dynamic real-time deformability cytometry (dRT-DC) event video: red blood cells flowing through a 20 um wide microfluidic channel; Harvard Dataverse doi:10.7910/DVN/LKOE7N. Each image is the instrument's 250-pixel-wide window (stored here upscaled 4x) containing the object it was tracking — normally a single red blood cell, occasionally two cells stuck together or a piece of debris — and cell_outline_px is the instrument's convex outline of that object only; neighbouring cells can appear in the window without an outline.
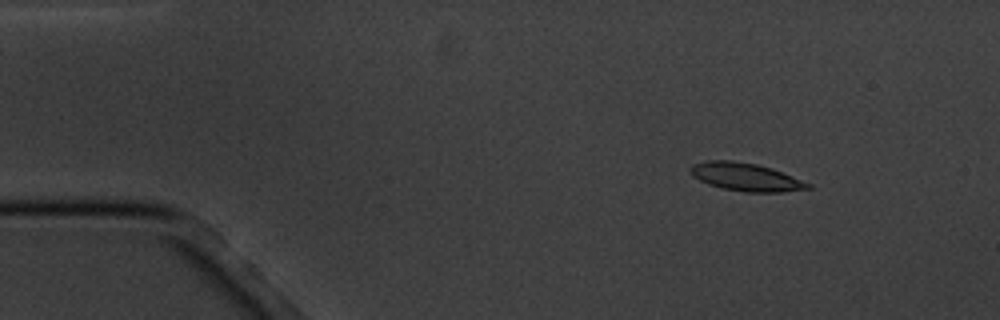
{"species": "common noctule bat (a hibernating species)", "species_latin": "Nyctalus noctula", "temperature_condition": "cold", "stored_images_in_passage": 6, "camera_frame_rate_fps": 3000, "um_per_image_px": 0.085, "animal": {"sex": "male", "body_mass_g": 20.1, "forearm_length_mm": 53.5}, "frame": {"image": 1, "passage_image": 2, "time_ms": 1.333, "image_size_px": [1000, 320], "cell_outline_px": [[812, 188], [784, 192], [744, 192], [724, 188], [708, 184], [692, 176], [688, 168], [692, 164], [708, 160], [732, 160], [756, 164], [772, 168], [812, 184]], "centroid_in_image_um": [63.38, 15.04], "position_along_channel_um": 21.6, "area_um2": 19.25}}
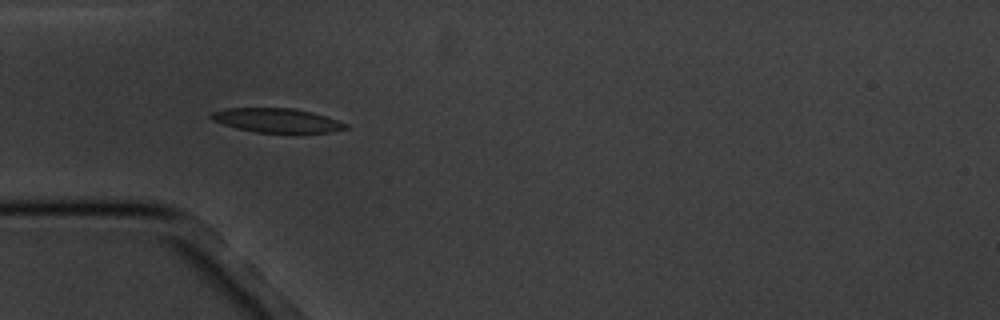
{"frame": {"image": 2, "passage_image": 5, "time_ms": 4.667, "image_size_px": [1000, 320], "cell_outline_px": [[348, 128], [328, 132], [256, 132], [236, 128], [212, 120], [208, 116], [212, 112], [228, 108], [292, 108], [312, 112], [348, 124]], "centroid_in_image_um": [23.5, 10.22], "position_along_channel_um": 61.5, "area_um2": 18.61}}
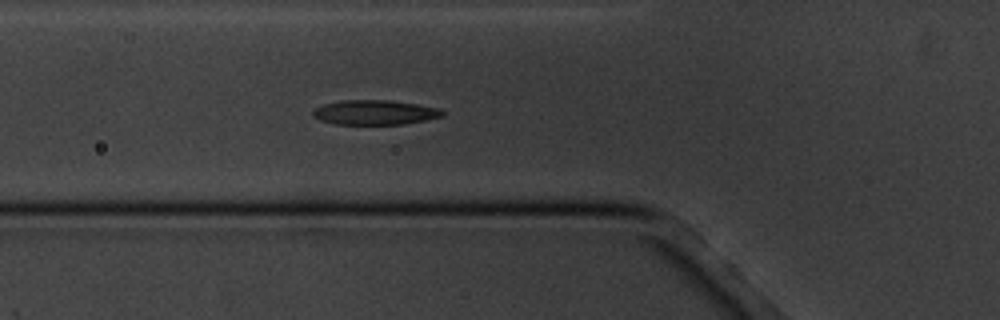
{"frame": {"image": 3, "passage_image": 6, "time_ms": 5.667, "image_size_px": [1000, 320], "cell_outline_px": [[444, 116], [404, 124], [336, 124], [320, 120], [312, 116], [312, 112], [316, 108], [324, 104], [340, 100], [388, 100], [416, 104], [436, 108], [444, 112]], "centroid_in_image_um": [31.82, 9.55], "position_along_channel_um": 94.0, "area_um2": 18.44}}